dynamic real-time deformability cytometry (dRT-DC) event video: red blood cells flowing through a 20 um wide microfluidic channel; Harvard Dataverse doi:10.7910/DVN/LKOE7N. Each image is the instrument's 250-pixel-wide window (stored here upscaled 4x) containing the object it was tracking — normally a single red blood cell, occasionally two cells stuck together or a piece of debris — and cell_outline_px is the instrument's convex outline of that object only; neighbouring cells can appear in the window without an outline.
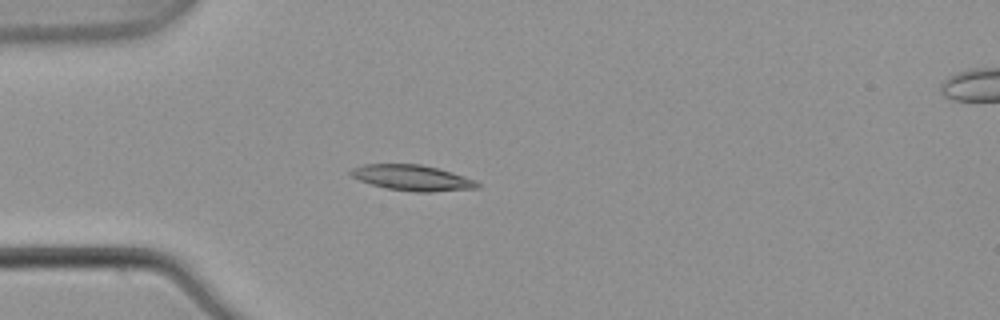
{"species": "common noctule bat (a hibernating species)", "species_latin": "Nyctalus noctula", "temperature_condition": "warm", "stored_images_in_passage": 4, "camera_frame_rate_fps": 3000, "um_per_image_px": 0.085, "animal": {"sex": "male", "body_mass_g": 21.5, "forearm_length_mm": 52.0}, "frame": {"image": 1, "passage_image": 4, "time_ms": 1.0, "image_size_px": [1000, 320], "cell_outline_px": [[480, 188], [432, 192], [416, 192], [388, 188], [372, 184], [360, 180], [352, 176], [348, 172], [352, 168], [364, 164], [420, 164], [440, 168], [464, 176], [480, 184]], "centroid_in_image_um": [35.06, 15.11], "position_along_channel_um": 49.9, "area_um2": 18.84}}